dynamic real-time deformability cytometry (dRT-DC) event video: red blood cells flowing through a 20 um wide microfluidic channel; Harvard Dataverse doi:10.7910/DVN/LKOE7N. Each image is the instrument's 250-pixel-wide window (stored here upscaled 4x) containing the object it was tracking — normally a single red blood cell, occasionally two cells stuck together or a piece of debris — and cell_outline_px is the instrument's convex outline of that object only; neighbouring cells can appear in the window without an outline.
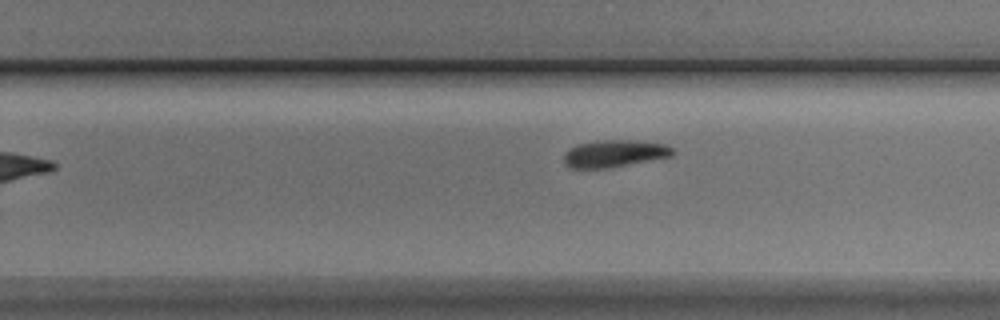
{"species": "Egyptian fruit bat (a non-hibernating species)", "species_latin": "Rousettus aegyptiacus", "temperature_condition": "cold", "stored_images_in_passage": 8, "camera_frame_rate_fps": 3000, "um_per_image_px": 0.085, "animal": {"sex": "male"}, "frame": {"image": 1, "passage_image": 8, "time_ms": 8.0, "image_size_px": [1000, 320], "cell_outline_px": [[676, 152], [672, 156], [604, 168], [572, 168], [564, 164], [564, 152], [568, 148], [576, 144], [600, 140], [632, 140], [664, 144], [672, 148]], "centroid_in_image_um": [52.18, 13.04], "position_along_channel_um": 277.6, "area_um2": 17.11}}